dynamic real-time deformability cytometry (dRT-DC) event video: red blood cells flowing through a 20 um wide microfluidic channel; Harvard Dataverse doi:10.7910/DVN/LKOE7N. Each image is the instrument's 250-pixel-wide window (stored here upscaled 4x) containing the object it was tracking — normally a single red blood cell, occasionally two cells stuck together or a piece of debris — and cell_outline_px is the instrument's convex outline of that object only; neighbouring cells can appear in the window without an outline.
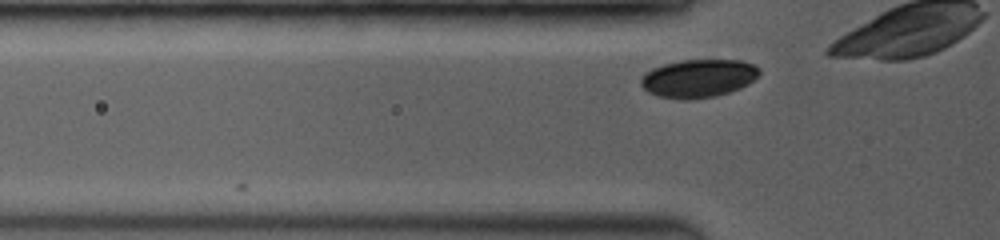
{"species": "common noctule bat (a hibernating species)", "species_latin": "Nyctalus noctula", "temperature_condition": "room temperature", "stored_images_in_passage": 4, "camera_frame_rate_fps": 3500, "um_per_image_px": 0.085, "animal": {"sex": "female", "body_mass_g": 19.0, "forearm_length_mm": 53.3}, "frame": {"image": 1, "passage_image": 4, "time_ms": 0.857, "image_size_px": [1000, 240], "cell_outline_px": [[760, 72], [748, 84], [740, 88], [716, 96], [688, 100], [684, 100], [656, 96], [648, 92], [640, 84], [640, 80], [652, 68], [664, 64], [680, 60], [740, 60], [752, 64], [760, 68]], "centroid_in_image_um": [59.35, 6.66], "position_along_channel_um": 66.4, "area_um2": 26.24}}